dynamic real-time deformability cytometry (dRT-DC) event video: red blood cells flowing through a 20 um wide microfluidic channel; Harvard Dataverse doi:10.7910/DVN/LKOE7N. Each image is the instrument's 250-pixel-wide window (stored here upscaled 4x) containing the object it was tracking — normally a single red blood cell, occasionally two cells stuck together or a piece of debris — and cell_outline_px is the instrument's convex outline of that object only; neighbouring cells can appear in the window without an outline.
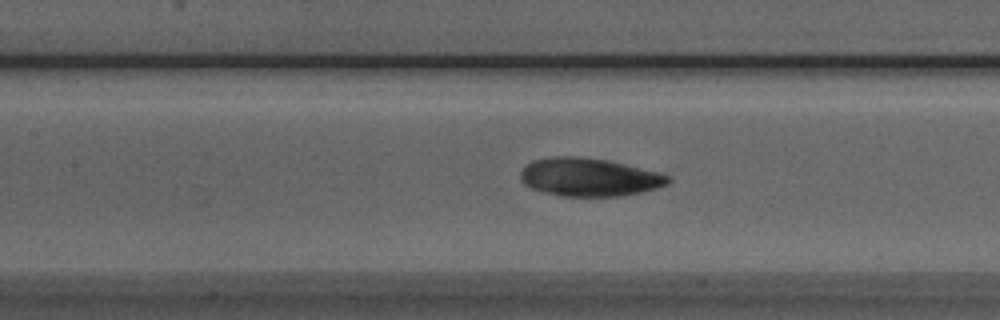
{"species": "Egyptian fruit bat (a non-hibernating species)", "species_latin": "Rousettus aegyptiacus", "temperature_condition": "room temperature", "stored_images_in_passage": 27, "camera_frame_rate_fps": 3000, "um_per_image_px": 0.085, "animal": {"sex": "male"}, "frame": {"image": 1, "passage_image": 9, "time_ms": 2.667, "image_size_px": [1000, 320], "cell_outline_px": [[672, 180], [668, 184], [656, 188], [640, 192], [620, 196], [564, 196], [544, 192], [532, 188], [524, 184], [520, 180], [520, 172], [532, 160], [556, 156], [576, 156], [608, 160], [660, 172], [672, 176]], "centroid_in_image_um": [50.11, 15.05], "position_along_channel_um": 157.3, "area_um2": 32.89}}
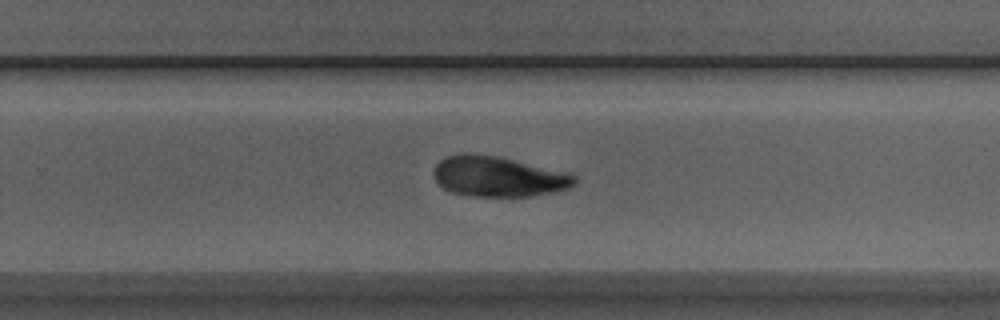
{"frame": {"image": 2, "passage_image": 19, "time_ms": 6.0, "image_size_px": [1000, 320], "cell_outline_px": [[576, 184], [568, 188], [556, 192], [532, 196], [476, 196], [452, 192], [436, 184], [432, 176], [432, 172], [436, 164], [444, 156], [460, 152], [464, 152], [496, 156], [568, 172], [576, 176]], "centroid_in_image_um": [42.31, 14.99], "position_along_channel_um": 287.5, "area_um2": 33.47}}
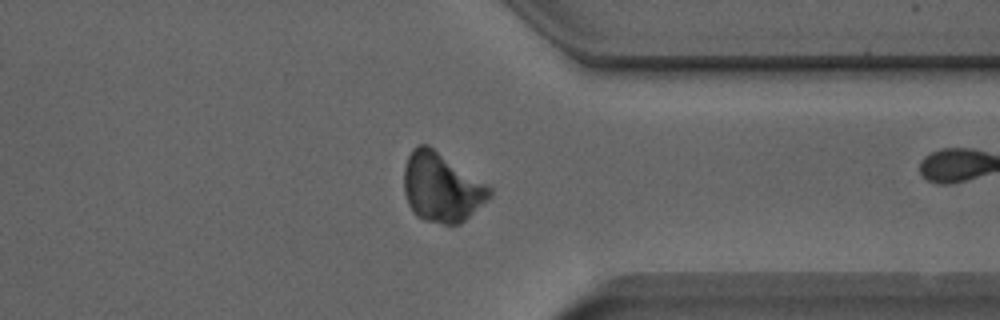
{"frame": {"image": 3, "passage_image": 26, "time_ms": 8.333, "image_size_px": [1000, 320], "cell_outline_px": [[492, 196], [460, 224], [444, 224], [424, 220], [416, 216], [408, 204], [404, 192], [404, 168], [408, 156], [412, 148], [420, 144], [428, 144], [488, 184], [492, 188]], "centroid_in_image_um": [37.54, 15.92], "position_along_channel_um": 373.9, "area_um2": 34.68}}